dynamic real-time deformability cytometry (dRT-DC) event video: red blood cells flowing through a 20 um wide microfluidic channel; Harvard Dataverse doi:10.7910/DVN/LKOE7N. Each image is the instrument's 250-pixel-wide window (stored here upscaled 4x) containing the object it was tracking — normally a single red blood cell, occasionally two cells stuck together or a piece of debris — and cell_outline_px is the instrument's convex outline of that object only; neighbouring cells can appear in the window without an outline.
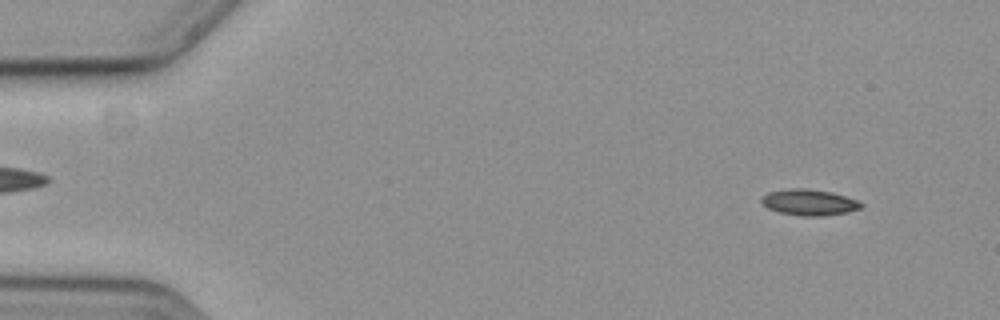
{"species": "common noctule bat (a hibernating species)", "species_latin": "Nyctalus noctula", "temperature_condition": "cold", "stored_images_in_passage": 30, "camera_frame_rate_fps": 3000, "um_per_image_px": 0.085, "animal": {"sex": "female", "body_mass_g": 19.3, "forearm_length_mm": 54.1}, "frame": {"image": 1, "passage_image": 6, "time_ms": 1.667, "image_size_px": [1000, 320], "cell_outline_px": [[864, 204], [860, 208], [848, 212], [820, 216], [800, 216], [780, 212], [768, 208], [760, 200], [768, 192], [788, 188], [808, 188], [832, 192], [856, 200]], "centroid_in_image_um": [68.77, 17.19], "position_along_channel_um": 16.2, "area_um2": 15.03}}
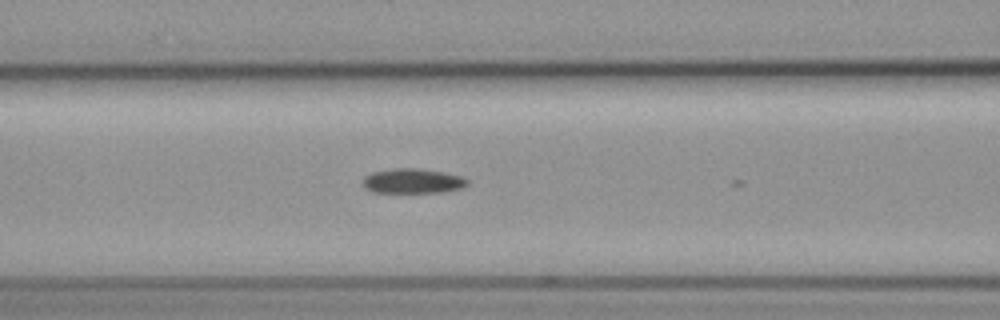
{"frame": {"image": 2, "passage_image": 25, "time_ms": 8.0, "image_size_px": [1000, 320], "cell_outline_px": [[468, 184], [460, 188], [440, 192], [372, 192], [364, 188], [364, 176], [372, 172], [392, 168], [416, 168], [444, 172], [460, 176], [468, 180]], "centroid_in_image_um": [35.05, 15.38], "position_along_channel_um": 131.6, "area_um2": 14.97}}
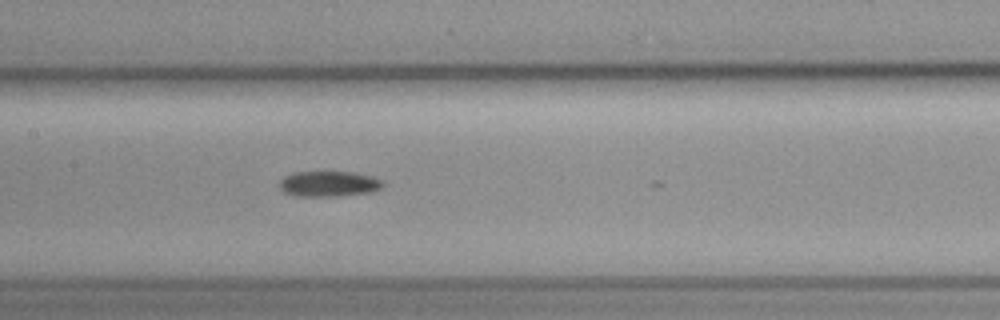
{"frame": {"image": 3, "passage_image": 29, "time_ms": 9.333, "image_size_px": [1000, 320], "cell_outline_px": [[384, 184], [380, 188], [368, 192], [336, 196], [292, 196], [284, 192], [280, 188], [280, 180], [284, 176], [296, 172], [352, 172], [372, 176], [384, 180]], "centroid_in_image_um": [27.93, 15.62], "position_along_channel_um": 179.5, "area_um2": 15.32}}